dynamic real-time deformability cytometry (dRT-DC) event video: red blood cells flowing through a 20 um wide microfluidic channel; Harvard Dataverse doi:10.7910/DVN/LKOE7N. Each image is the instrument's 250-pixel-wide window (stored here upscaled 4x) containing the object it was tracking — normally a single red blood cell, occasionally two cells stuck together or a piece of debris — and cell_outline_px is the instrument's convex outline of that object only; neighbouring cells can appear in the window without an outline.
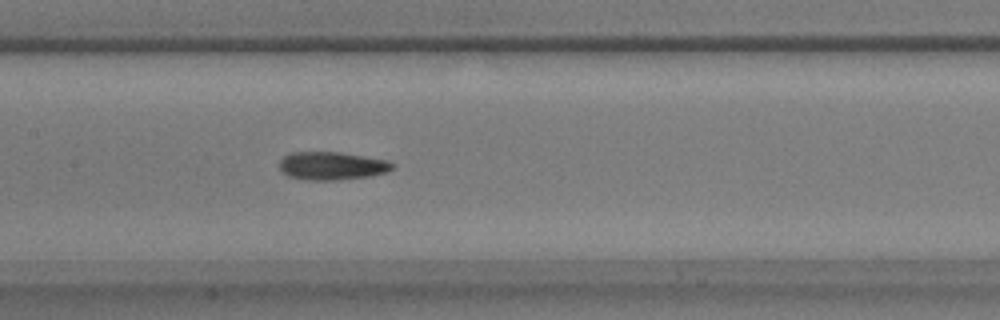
{"species": "common noctule bat (a hibernating species)", "species_latin": "Nyctalus noctula", "temperature_condition": "warm", "stored_images_in_passage": 49, "camera_frame_rate_fps": 3000, "um_per_image_px": 0.085, "animal": {"sex": "male", "body_mass_g": 17.9}, "frame": {"image": 1, "passage_image": 22, "time_ms": 7.0, "image_size_px": [1000, 320], "cell_outline_px": [[396, 164], [392, 168], [384, 172], [368, 176], [336, 180], [308, 180], [288, 176], [280, 172], [280, 160], [288, 152], [340, 152], [388, 160]], "centroid_in_image_um": [28.17, 14.09], "position_along_channel_um": 179.2, "area_um2": 18.5}}
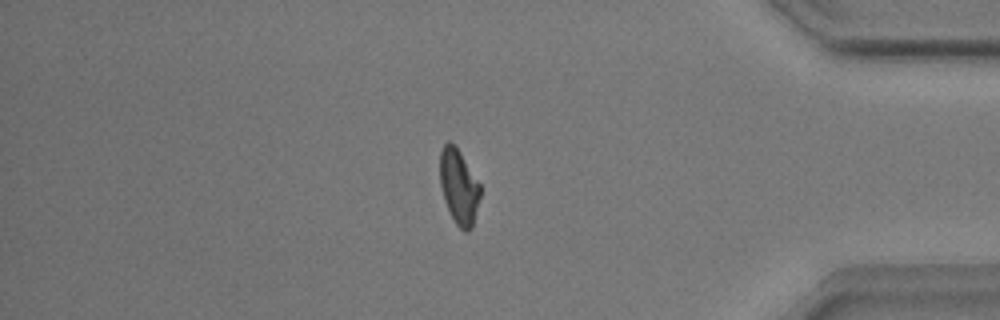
{"frame": {"image": 2, "passage_image": 41, "time_ms": 13.333, "image_size_px": [1000, 320], "cell_outline_px": [[480, 196], [472, 228], [468, 232], [464, 232], [456, 224], [444, 200], [440, 184], [440, 152], [444, 144], [448, 140], [460, 152], [480, 184]], "centroid_in_image_um": [39.0, 15.89], "position_along_channel_um": 396.2, "area_um2": 17.4}}
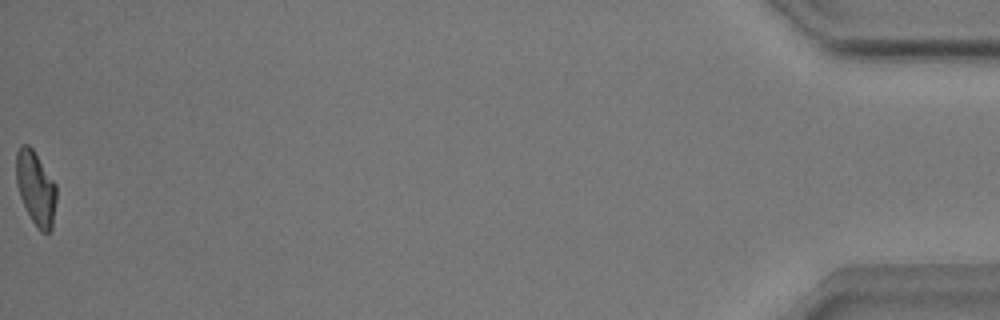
{"frame": {"image": 3, "passage_image": 49, "time_ms": 16.0, "image_size_px": [1000, 320], "cell_outline_px": [[56, 200], [52, 228], [48, 232], [40, 232], [36, 228], [20, 196], [16, 184], [16, 152], [20, 144], [28, 144], [32, 148], [56, 184]], "centroid_in_image_um": [3.03, 15.98], "position_along_channel_um": 432.2, "area_um2": 17.28}, "authors_computed_cell_mechanics": {"area_um2": 17.6868, "velocity_mm_per_s": 3.9043, "shape_relaxation_time_tau1_ms": null, "shape_relaxation_time_tau2_ms": 3.289, "deformation_change_tau1": null, "deformation_change_tau2": 0.1232}}